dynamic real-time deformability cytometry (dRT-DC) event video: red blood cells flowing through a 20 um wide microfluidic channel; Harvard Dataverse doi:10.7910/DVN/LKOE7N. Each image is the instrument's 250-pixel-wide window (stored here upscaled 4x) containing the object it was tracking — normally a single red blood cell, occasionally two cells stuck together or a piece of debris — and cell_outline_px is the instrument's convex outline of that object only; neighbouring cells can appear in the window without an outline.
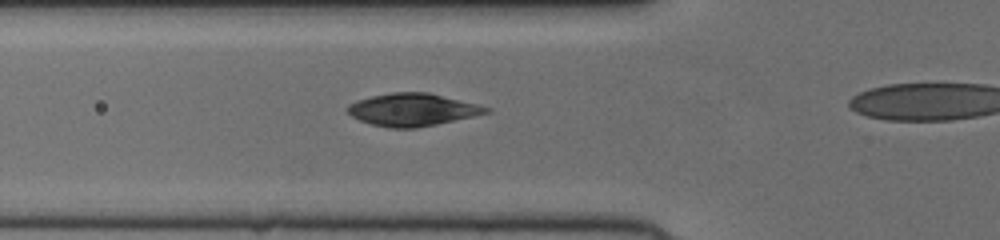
{"species": "human", "species_latin": "Homo sapiens", "temperature_condition": "cold", "stored_images_in_passage": 25, "camera_frame_rate_fps": 3000, "um_per_image_px": 0.085, "donor": {"sex": "female"}, "frame": {"image": 1, "passage_image": 2, "time_ms": 0.333, "image_size_px": [1000, 240], "cell_outline_px": [[492, 112], [436, 124], [416, 128], [388, 128], [372, 124], [360, 120], [352, 116], [344, 108], [348, 104], [356, 100], [372, 96], [392, 92], [428, 92], [492, 108]], "centroid_in_image_um": [35.04, 9.32], "position_along_channel_um": 90.8, "area_um2": 26.24}}
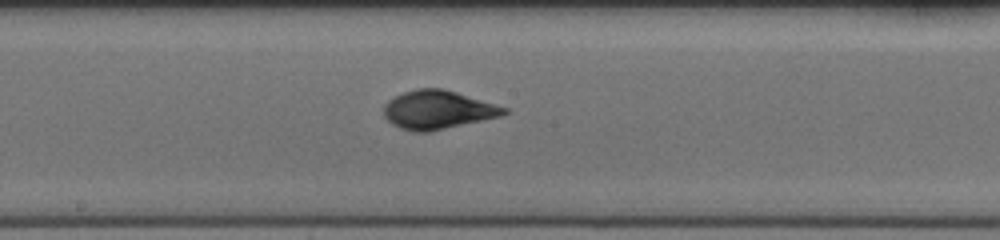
{"frame": {"image": 2, "passage_image": 11, "time_ms": 3.333, "image_size_px": [1000, 240], "cell_outline_px": [[508, 112], [500, 116], [428, 132], [412, 132], [400, 128], [392, 124], [384, 116], [384, 104], [388, 100], [404, 92], [416, 88], [444, 88], [508, 108]], "centroid_in_image_um": [37.18, 9.33], "position_along_channel_um": 211.0, "area_um2": 26.88}}
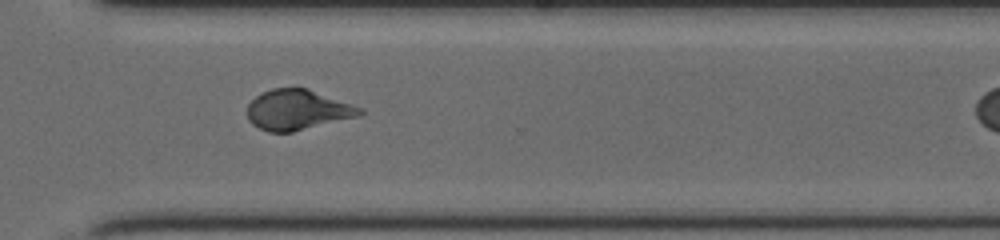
{"frame": {"image": 3, "passage_image": 21, "time_ms": 6.667, "image_size_px": [1000, 240], "cell_outline_px": [[364, 112], [360, 116], [292, 132], [268, 132], [252, 124], [248, 120], [248, 104], [256, 96], [272, 88], [308, 88], [364, 108]], "centroid_in_image_um": [25.32, 9.34], "position_along_channel_um": 345.3, "area_um2": 26.47}}